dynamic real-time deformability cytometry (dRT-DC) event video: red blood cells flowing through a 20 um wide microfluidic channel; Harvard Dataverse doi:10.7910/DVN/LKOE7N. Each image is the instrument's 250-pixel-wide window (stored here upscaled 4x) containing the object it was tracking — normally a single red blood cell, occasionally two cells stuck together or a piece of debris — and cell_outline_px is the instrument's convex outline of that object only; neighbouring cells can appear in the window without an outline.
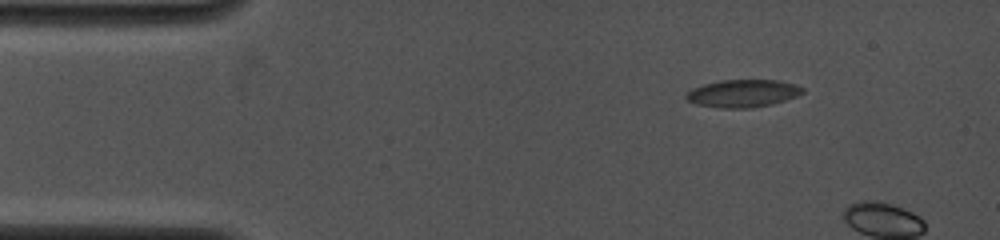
{"species": "common noctule bat (a hibernating species)", "species_latin": "Nyctalus noctula", "temperature_condition": "cold", "stored_images_in_passage": 2, "camera_frame_rate_fps": 4000, "um_per_image_px": 0.085, "animal": {"sex": "female", "body_mass_g": 19.0, "forearm_length_mm": 53.3}, "frame": {"image": 1, "passage_image": 1, "time_ms": 0.0, "image_size_px": [1000, 240], "cell_outline_px": [[804, 92], [796, 96], [772, 104], [748, 108], [720, 108], [696, 104], [688, 100], [684, 96], [692, 88], [704, 84], [720, 80], [780, 80], [796, 84], [804, 88]], "centroid_in_image_um": [63.15, 7.93], "position_along_channel_um": 21.9, "area_um2": 18.73}}